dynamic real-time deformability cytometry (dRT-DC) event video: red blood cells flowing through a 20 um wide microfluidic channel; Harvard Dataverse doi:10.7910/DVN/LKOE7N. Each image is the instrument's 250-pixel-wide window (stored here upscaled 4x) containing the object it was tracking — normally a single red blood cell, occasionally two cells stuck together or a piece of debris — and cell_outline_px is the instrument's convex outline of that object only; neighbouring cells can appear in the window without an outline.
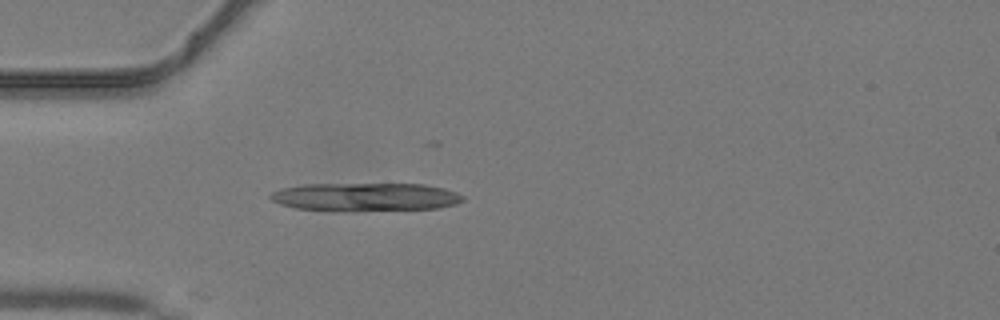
{"species": "common noctule bat (a hibernating species)", "species_latin": "Nyctalus noctula", "temperature_condition": "warm", "stored_images_in_passage": 23, "camera_frame_rate_fps": 3000, "um_per_image_px": 0.085, "animal": {"sex": "male", "body_mass_g": 19.2, "forearm_length_mm": 51.8}, "frame": {"image": 1, "passage_image": 1, "time_ms": 0.0, "image_size_px": [1000, 320], "cell_outline_px": [[464, 200], [456, 204], [436, 208], [296, 208], [280, 204], [272, 200], [268, 196], [272, 192], [284, 188], [308, 184], [424, 184], [444, 188], [456, 192], [464, 196]], "centroid_in_image_um": [31.11, 16.68], "position_along_channel_um": 53.9, "area_um2": 29.94}}
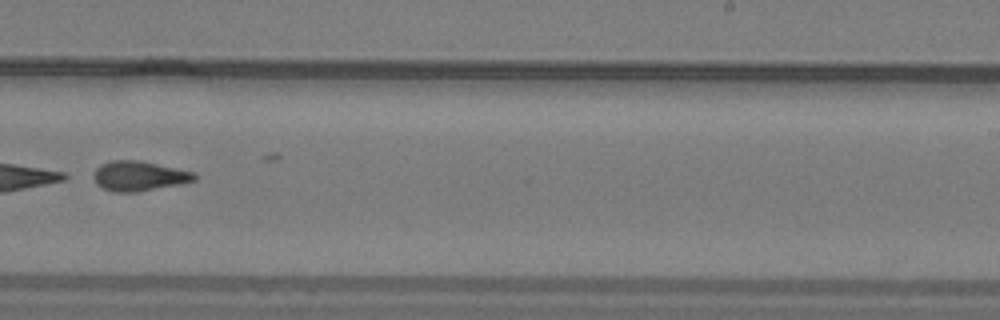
{"frame": {"image": 2, "passage_image": 16, "time_ms": 5.0, "image_size_px": [1000, 320], "cell_outline_px": [[196, 180], [180, 184], [136, 192], [116, 192], [104, 188], [96, 184], [92, 176], [96, 168], [100, 164], [112, 160], [140, 160], [196, 172]], "centroid_in_image_um": [11.82, 14.95], "position_along_channel_um": 277.2, "area_um2": 17.63}}